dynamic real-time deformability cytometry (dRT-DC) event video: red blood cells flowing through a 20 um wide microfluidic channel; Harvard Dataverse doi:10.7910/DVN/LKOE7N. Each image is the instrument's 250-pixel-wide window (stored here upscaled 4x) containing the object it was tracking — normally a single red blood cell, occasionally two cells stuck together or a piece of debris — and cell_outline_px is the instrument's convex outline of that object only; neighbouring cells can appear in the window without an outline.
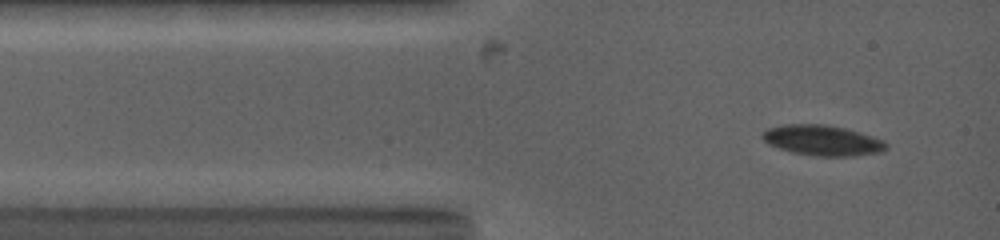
{"species": "common noctule bat (a hibernating species)", "species_latin": "Nyctalus noctula", "temperature_condition": "warm", "stored_images_in_passage": 3, "camera_frame_rate_fps": 5000, "um_per_image_px": 0.085, "animal": {"sex": "female", "body_mass_g": 19.0, "forearm_length_mm": 53.3}, "frame": {"image": 1, "passage_image": 1, "time_ms": 0.0, "image_size_px": [1000, 240], "cell_outline_px": [[888, 148], [880, 152], [852, 156], [816, 156], [792, 152], [768, 144], [760, 136], [768, 128], [784, 124], [824, 124], [844, 128], [872, 136], [884, 140], [888, 144]], "centroid_in_image_um": [69.91, 11.93], "position_along_channel_um": 15.1, "area_um2": 21.85}}
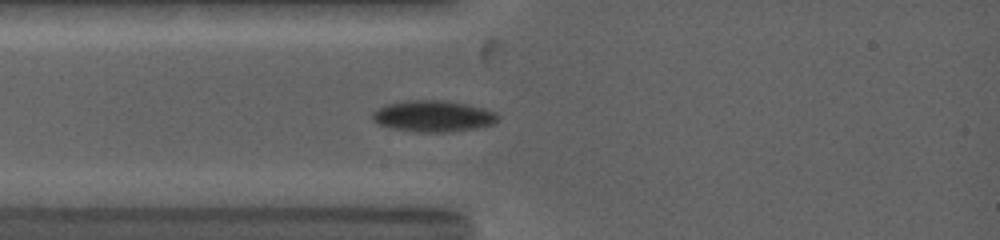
{"frame": {"image": 2, "passage_image": 3, "time_ms": 1.6, "image_size_px": [1000, 240], "cell_outline_px": [[500, 120], [492, 124], [476, 128], [444, 132], [420, 132], [392, 128], [380, 124], [372, 120], [372, 112], [384, 104], [404, 100], [444, 100], [468, 104], [484, 108], [496, 112], [500, 116]], "centroid_in_image_um": [36.83, 9.85], "position_along_channel_um": 48.2, "area_um2": 23.06}}